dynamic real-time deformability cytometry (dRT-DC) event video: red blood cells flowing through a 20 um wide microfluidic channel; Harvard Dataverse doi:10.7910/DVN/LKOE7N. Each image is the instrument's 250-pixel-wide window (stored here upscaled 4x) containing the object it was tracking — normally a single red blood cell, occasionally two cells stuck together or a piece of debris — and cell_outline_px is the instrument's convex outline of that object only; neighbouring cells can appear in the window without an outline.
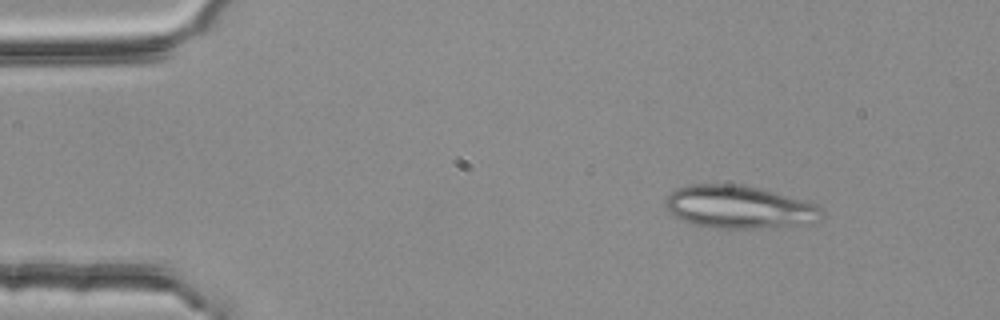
{"species": "common noctule bat (a hibernating species)", "species_latin": "Nyctalus noctula", "temperature_condition": "room temperature", "stored_images_in_passage": 47, "segment_of_instrument_passage": [1, 2], "camera_frame_rate_fps": 3000, "um_per_image_px": 0.085, "animal": {"sex": "female", "body_mass_g": 25.1}, "frame": {"image": 1, "passage_image": 1, "time_ms": 0.0, "image_size_px": [1000, 320], "cell_outline_px": [[824, 216], [820, 220], [800, 224], [764, 228], [708, 228], [680, 220], [672, 216], [664, 204], [664, 200], [676, 188], [688, 184], [736, 184], [756, 188], [808, 200], [816, 204], [824, 212]], "centroid_in_image_um": [62.8, 17.6], "position_along_channel_um": 22.2, "area_um2": 39.25}}